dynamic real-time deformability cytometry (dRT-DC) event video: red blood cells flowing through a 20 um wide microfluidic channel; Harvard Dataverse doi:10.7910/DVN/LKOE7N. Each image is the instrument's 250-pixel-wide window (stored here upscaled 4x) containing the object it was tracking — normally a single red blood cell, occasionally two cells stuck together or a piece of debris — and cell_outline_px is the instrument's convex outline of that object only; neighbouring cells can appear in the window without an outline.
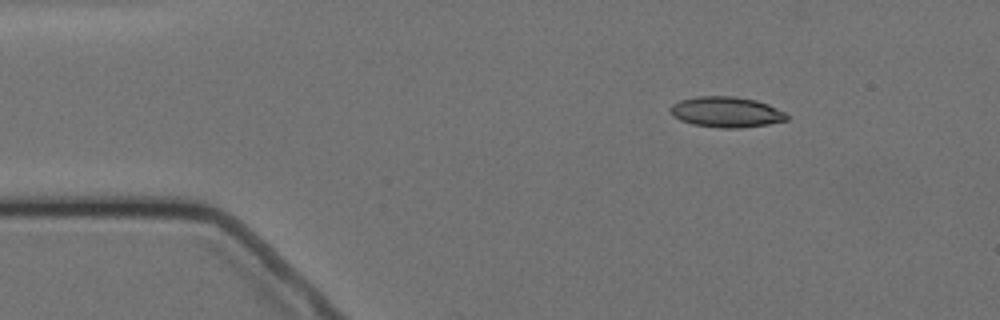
{"species": "Egyptian fruit bat (a non-hibernating species)", "species_latin": "Rousettus aegyptiacus", "temperature_condition": "cold", "stored_images_in_passage": 3, "camera_frame_rate_fps": 3000, "um_per_image_px": 0.085, "animal": {"sex": "female"}, "frame": {"image": 1, "passage_image": 1, "time_ms": 0.0, "image_size_px": [1000, 320], "cell_outline_px": [[788, 120], [768, 124], [740, 128], [720, 128], [692, 124], [680, 120], [672, 116], [672, 104], [680, 100], [696, 96], [736, 96], [756, 100], [768, 104], [784, 112], [788, 116]], "centroid_in_image_um": [61.74, 9.52], "position_along_channel_um": 23.3, "area_um2": 20.75}}